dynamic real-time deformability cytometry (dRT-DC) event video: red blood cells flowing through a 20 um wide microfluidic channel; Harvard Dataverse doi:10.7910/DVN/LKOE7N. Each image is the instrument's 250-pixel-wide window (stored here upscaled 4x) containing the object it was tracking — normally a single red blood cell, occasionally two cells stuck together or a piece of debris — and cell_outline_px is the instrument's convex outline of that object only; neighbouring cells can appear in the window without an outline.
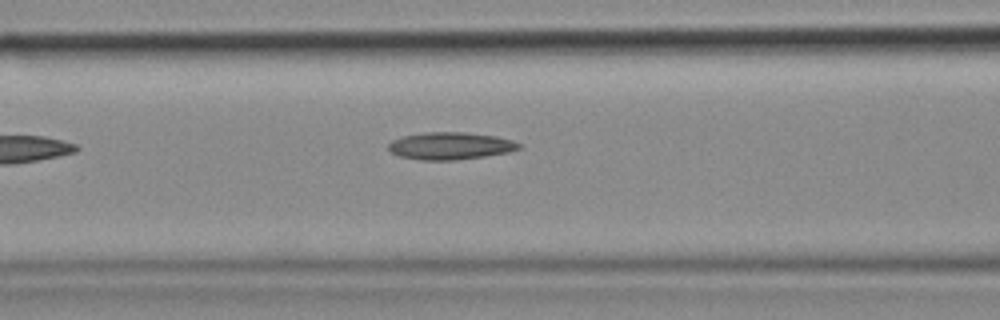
{"species": "common noctule bat (a hibernating species)", "species_latin": "Nyctalus noctula", "temperature_condition": "cold", "stored_images_in_passage": 6, "camera_frame_rate_fps": 3000, "um_per_image_px": 0.085, "animal": {"sex": "female", "body_mass_g": 18.4}, "frame": {"image": 1, "passage_image": 6, "time_ms": 1.667, "image_size_px": [1000, 320], "cell_outline_px": [[520, 148], [508, 152], [484, 156], [456, 160], [420, 160], [400, 156], [392, 152], [388, 148], [388, 144], [392, 140], [404, 136], [424, 132], [464, 132], [496, 136], [512, 140], [520, 144]], "centroid_in_image_um": [38.27, 12.39], "position_along_channel_um": 128.3, "area_um2": 20.63}}